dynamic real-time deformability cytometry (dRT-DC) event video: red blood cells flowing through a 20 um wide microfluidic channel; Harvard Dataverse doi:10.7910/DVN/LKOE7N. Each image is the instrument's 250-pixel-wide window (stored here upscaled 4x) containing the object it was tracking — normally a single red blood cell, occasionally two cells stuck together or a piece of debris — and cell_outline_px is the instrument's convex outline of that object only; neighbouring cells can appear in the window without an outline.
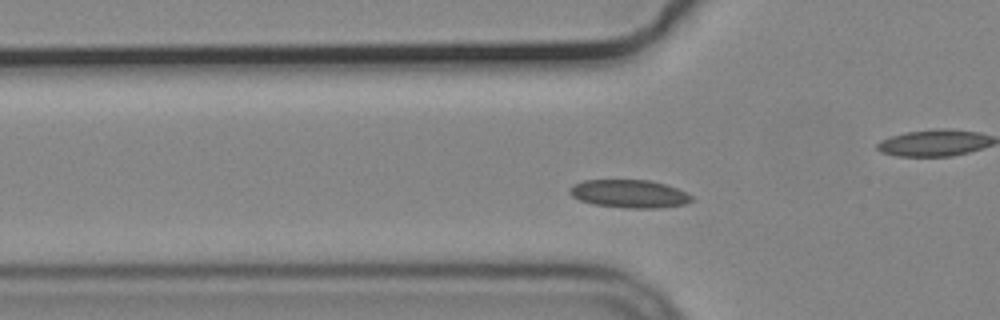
{"species": "common noctule bat (a hibernating species)", "species_latin": "Nyctalus noctula", "temperature_condition": "cold", "stored_images_in_passage": 48, "camera_frame_rate_fps": 3000, "um_per_image_px": 0.085, "animal": {"sex": "male", "body_mass_g": 19.2, "forearm_length_mm": 51.8}, "frame": {"image": 1, "passage_image": 10, "time_ms": 3.0, "image_size_px": [1000, 320], "cell_outline_px": [[692, 200], [688, 204], [656, 208], [628, 208], [592, 204], [580, 200], [572, 196], [568, 192], [568, 188], [572, 184], [584, 180], [648, 180], [664, 184], [676, 188], [692, 196]], "centroid_in_image_um": [53.45, 16.47], "position_along_channel_um": 72.4, "area_um2": 19.94}}
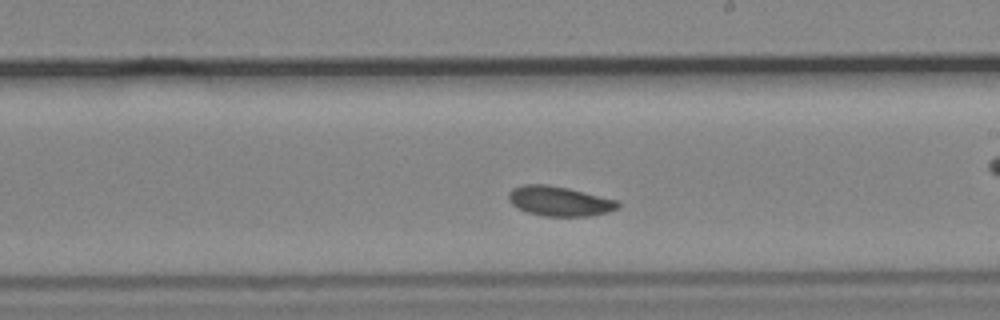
{"frame": {"image": 2, "passage_image": 24, "time_ms": 7.667, "image_size_px": [1000, 320], "cell_outline_px": [[620, 208], [608, 212], [588, 216], [544, 216], [528, 212], [516, 208], [508, 200], [508, 192], [512, 188], [524, 184], [548, 184], [568, 188], [616, 200], [620, 204]], "centroid_in_image_um": [47.52, 17.09], "position_along_channel_um": 241.5, "area_um2": 19.02}}
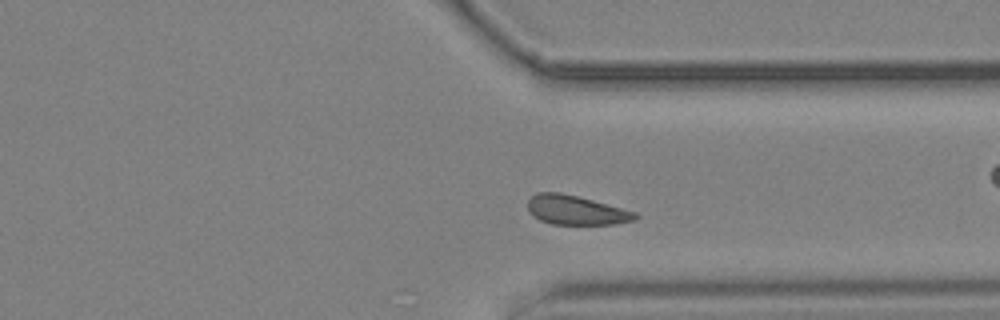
{"frame": {"image": 3, "passage_image": 34, "time_ms": 11.0, "image_size_px": [1000, 320], "cell_outline_px": [[640, 216], [636, 220], [616, 224], [552, 224], [540, 220], [532, 216], [528, 212], [528, 200], [536, 192], [560, 192], [592, 200], [636, 212]], "centroid_in_image_um": [48.95, 17.87], "position_along_channel_um": 362.5, "area_um2": 18.38}, "authors_computed_cell_mechanics": {"area_um2": 18.9295, "velocity_mm_per_s": 3.6241, "shape_relaxation_time_tau1_ms": 11.3088, "shape_relaxation_time_tau2_ms": null, "deformation_change_tau1": 0.1049, "deformation_change_tau2": null}}